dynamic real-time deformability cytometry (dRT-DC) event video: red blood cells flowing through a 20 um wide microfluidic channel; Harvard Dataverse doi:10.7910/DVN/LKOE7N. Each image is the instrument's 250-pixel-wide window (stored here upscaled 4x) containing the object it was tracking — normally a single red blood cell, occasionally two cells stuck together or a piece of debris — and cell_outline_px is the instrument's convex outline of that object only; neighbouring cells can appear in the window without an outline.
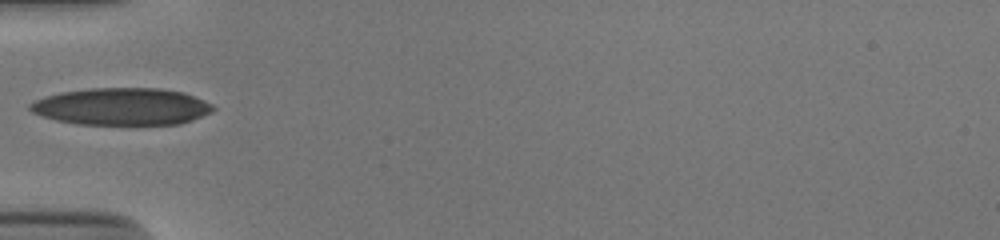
{"species": "human", "species_latin": "Homo sapiens", "temperature_condition": "cold", "stored_images_in_passage": 33, "camera_frame_rate_fps": 3000, "um_per_image_px": 0.085, "donor": {"sex": "male"}, "frame": {"image": 1, "passage_image": 1, "time_ms": 0.0, "image_size_px": [1000, 240], "cell_outline_px": [[216, 108], [212, 112], [192, 120], [180, 124], [76, 124], [56, 120], [40, 116], [32, 112], [28, 108], [28, 104], [44, 96], [60, 92], [92, 88], [160, 88], [184, 92], [204, 100], [212, 104]], "centroid_in_image_um": [10.34, 9.05], "position_along_channel_um": 74.7, "area_um2": 39.82}}
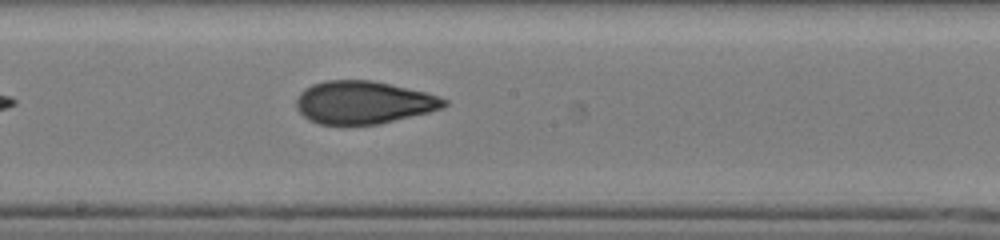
{"frame": {"image": 2, "passage_image": 12, "time_ms": 3.667, "image_size_px": [1000, 240], "cell_outline_px": [[448, 104], [440, 108], [428, 112], [380, 124], [320, 124], [308, 120], [296, 108], [296, 100], [300, 92], [304, 88], [312, 84], [324, 80], [372, 80], [424, 92], [440, 96], [448, 100]], "centroid_in_image_um": [30.87, 8.7], "position_along_channel_um": 217.3, "area_um2": 36.76}}
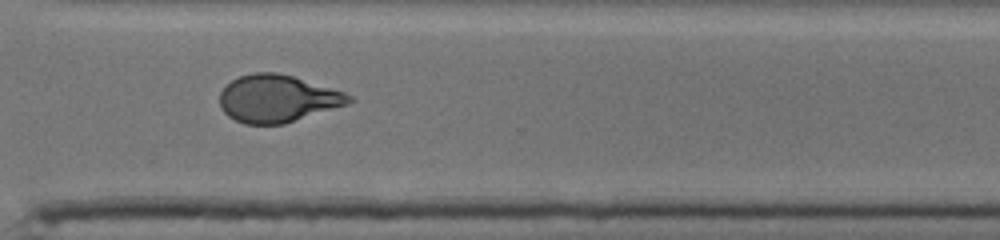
{"frame": {"image": 3, "passage_image": 22, "time_ms": 7.0, "image_size_px": [1000, 240], "cell_outline_px": [[356, 100], [348, 104], [284, 124], [244, 124], [228, 116], [220, 108], [220, 92], [232, 80], [240, 76], [252, 72], [276, 72], [292, 76], [344, 92], [352, 96]], "centroid_in_image_um": [23.58, 8.38], "position_along_channel_um": 347.0, "area_um2": 35.55}, "authors_computed_cell_mechanics": {"area_um2": 36.7608, "velocity_mm_per_s": 3.8889, "shape_relaxation_time_tau1_ms": 6.8763, "shape_relaxation_time_tau2_ms": 1.5956, "deformation_change_tau1": 0.2437, "deformation_change_tau2": 0.0862}}